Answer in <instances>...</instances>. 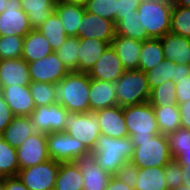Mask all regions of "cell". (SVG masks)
<instances>
[{"label":"cell","instance_id":"1","mask_svg":"<svg viewBox=\"0 0 190 190\" xmlns=\"http://www.w3.org/2000/svg\"><path fill=\"white\" fill-rule=\"evenodd\" d=\"M90 77L83 72H69L58 84L54 103L60 104L69 112H90Z\"/></svg>","mask_w":190,"mask_h":190},{"label":"cell","instance_id":"2","mask_svg":"<svg viewBox=\"0 0 190 190\" xmlns=\"http://www.w3.org/2000/svg\"><path fill=\"white\" fill-rule=\"evenodd\" d=\"M134 145L130 137L112 138L100 134L91 151L98 165L112 176L126 161H131Z\"/></svg>","mask_w":190,"mask_h":190},{"label":"cell","instance_id":"3","mask_svg":"<svg viewBox=\"0 0 190 190\" xmlns=\"http://www.w3.org/2000/svg\"><path fill=\"white\" fill-rule=\"evenodd\" d=\"M134 145L131 161L138 168L164 167L173 158L166 135L161 133L152 138H130Z\"/></svg>","mask_w":190,"mask_h":190},{"label":"cell","instance_id":"4","mask_svg":"<svg viewBox=\"0 0 190 190\" xmlns=\"http://www.w3.org/2000/svg\"><path fill=\"white\" fill-rule=\"evenodd\" d=\"M173 4L171 1L142 0L137 12L138 21L149 38H161L170 32Z\"/></svg>","mask_w":190,"mask_h":190},{"label":"cell","instance_id":"5","mask_svg":"<svg viewBox=\"0 0 190 190\" xmlns=\"http://www.w3.org/2000/svg\"><path fill=\"white\" fill-rule=\"evenodd\" d=\"M117 104L120 107L148 102L150 89L142 70H125L115 82Z\"/></svg>","mask_w":190,"mask_h":190},{"label":"cell","instance_id":"6","mask_svg":"<svg viewBox=\"0 0 190 190\" xmlns=\"http://www.w3.org/2000/svg\"><path fill=\"white\" fill-rule=\"evenodd\" d=\"M130 138H152L160 133L153 106L149 102L123 107Z\"/></svg>","mask_w":190,"mask_h":190},{"label":"cell","instance_id":"7","mask_svg":"<svg viewBox=\"0 0 190 190\" xmlns=\"http://www.w3.org/2000/svg\"><path fill=\"white\" fill-rule=\"evenodd\" d=\"M64 132L79 140L92 151L101 134L97 114L95 112L77 113L67 111Z\"/></svg>","mask_w":190,"mask_h":190},{"label":"cell","instance_id":"8","mask_svg":"<svg viewBox=\"0 0 190 190\" xmlns=\"http://www.w3.org/2000/svg\"><path fill=\"white\" fill-rule=\"evenodd\" d=\"M47 148L50 158L59 163L75 162L91 154L86 145L64 131L48 133Z\"/></svg>","mask_w":190,"mask_h":190},{"label":"cell","instance_id":"9","mask_svg":"<svg viewBox=\"0 0 190 190\" xmlns=\"http://www.w3.org/2000/svg\"><path fill=\"white\" fill-rule=\"evenodd\" d=\"M60 163L48 159L38 165L20 169L17 176L29 190H53Z\"/></svg>","mask_w":190,"mask_h":190},{"label":"cell","instance_id":"10","mask_svg":"<svg viewBox=\"0 0 190 190\" xmlns=\"http://www.w3.org/2000/svg\"><path fill=\"white\" fill-rule=\"evenodd\" d=\"M67 109L60 104L38 106L29 115L36 132L52 133L64 131Z\"/></svg>","mask_w":190,"mask_h":190},{"label":"cell","instance_id":"11","mask_svg":"<svg viewBox=\"0 0 190 190\" xmlns=\"http://www.w3.org/2000/svg\"><path fill=\"white\" fill-rule=\"evenodd\" d=\"M6 9L0 14V36L25 37L31 30L26 12L20 0H8Z\"/></svg>","mask_w":190,"mask_h":190},{"label":"cell","instance_id":"12","mask_svg":"<svg viewBox=\"0 0 190 190\" xmlns=\"http://www.w3.org/2000/svg\"><path fill=\"white\" fill-rule=\"evenodd\" d=\"M28 66L33 82L58 84L69 73L55 52L28 63Z\"/></svg>","mask_w":190,"mask_h":190},{"label":"cell","instance_id":"13","mask_svg":"<svg viewBox=\"0 0 190 190\" xmlns=\"http://www.w3.org/2000/svg\"><path fill=\"white\" fill-rule=\"evenodd\" d=\"M19 169L38 165L51 159L47 148V134L35 132L17 148Z\"/></svg>","mask_w":190,"mask_h":190},{"label":"cell","instance_id":"14","mask_svg":"<svg viewBox=\"0 0 190 190\" xmlns=\"http://www.w3.org/2000/svg\"><path fill=\"white\" fill-rule=\"evenodd\" d=\"M115 23L85 10L78 27L77 38H96L111 44L115 38Z\"/></svg>","mask_w":190,"mask_h":190},{"label":"cell","instance_id":"15","mask_svg":"<svg viewBox=\"0 0 190 190\" xmlns=\"http://www.w3.org/2000/svg\"><path fill=\"white\" fill-rule=\"evenodd\" d=\"M124 71L120 58L110 45L87 74L90 78L115 83Z\"/></svg>","mask_w":190,"mask_h":190},{"label":"cell","instance_id":"16","mask_svg":"<svg viewBox=\"0 0 190 190\" xmlns=\"http://www.w3.org/2000/svg\"><path fill=\"white\" fill-rule=\"evenodd\" d=\"M83 178V190H106L112 175L103 170L93 154L82 156L75 161Z\"/></svg>","mask_w":190,"mask_h":190},{"label":"cell","instance_id":"17","mask_svg":"<svg viewBox=\"0 0 190 190\" xmlns=\"http://www.w3.org/2000/svg\"><path fill=\"white\" fill-rule=\"evenodd\" d=\"M0 93L7 102L14 116H29L35 109L29 85H10L0 88Z\"/></svg>","mask_w":190,"mask_h":190},{"label":"cell","instance_id":"18","mask_svg":"<svg viewBox=\"0 0 190 190\" xmlns=\"http://www.w3.org/2000/svg\"><path fill=\"white\" fill-rule=\"evenodd\" d=\"M99 119L100 132L112 138L128 137L123 107L119 105L95 111Z\"/></svg>","mask_w":190,"mask_h":190},{"label":"cell","instance_id":"19","mask_svg":"<svg viewBox=\"0 0 190 190\" xmlns=\"http://www.w3.org/2000/svg\"><path fill=\"white\" fill-rule=\"evenodd\" d=\"M31 83L28 63L21 57L0 60L1 88L13 85H29Z\"/></svg>","mask_w":190,"mask_h":190},{"label":"cell","instance_id":"20","mask_svg":"<svg viewBox=\"0 0 190 190\" xmlns=\"http://www.w3.org/2000/svg\"><path fill=\"white\" fill-rule=\"evenodd\" d=\"M189 71L190 65H181L171 60H163L154 68L146 71L145 74L149 89L151 90L169 80L176 83L177 79L186 77Z\"/></svg>","mask_w":190,"mask_h":190},{"label":"cell","instance_id":"21","mask_svg":"<svg viewBox=\"0 0 190 190\" xmlns=\"http://www.w3.org/2000/svg\"><path fill=\"white\" fill-rule=\"evenodd\" d=\"M90 112L118 105L114 82L90 78Z\"/></svg>","mask_w":190,"mask_h":190},{"label":"cell","instance_id":"22","mask_svg":"<svg viewBox=\"0 0 190 190\" xmlns=\"http://www.w3.org/2000/svg\"><path fill=\"white\" fill-rule=\"evenodd\" d=\"M165 60L176 64L190 65V38L168 32L161 37Z\"/></svg>","mask_w":190,"mask_h":190},{"label":"cell","instance_id":"23","mask_svg":"<svg viewBox=\"0 0 190 190\" xmlns=\"http://www.w3.org/2000/svg\"><path fill=\"white\" fill-rule=\"evenodd\" d=\"M111 46L120 58L125 70H138L142 41L115 35Z\"/></svg>","mask_w":190,"mask_h":190},{"label":"cell","instance_id":"24","mask_svg":"<svg viewBox=\"0 0 190 190\" xmlns=\"http://www.w3.org/2000/svg\"><path fill=\"white\" fill-rule=\"evenodd\" d=\"M111 44L96 38H79L78 72L88 73Z\"/></svg>","mask_w":190,"mask_h":190},{"label":"cell","instance_id":"25","mask_svg":"<svg viewBox=\"0 0 190 190\" xmlns=\"http://www.w3.org/2000/svg\"><path fill=\"white\" fill-rule=\"evenodd\" d=\"M51 45L44 35L37 29H32L23 40L22 58L27 62H33L53 53Z\"/></svg>","mask_w":190,"mask_h":190},{"label":"cell","instance_id":"26","mask_svg":"<svg viewBox=\"0 0 190 190\" xmlns=\"http://www.w3.org/2000/svg\"><path fill=\"white\" fill-rule=\"evenodd\" d=\"M55 12L62 22L65 33L77 37L85 7L59 0L55 3Z\"/></svg>","mask_w":190,"mask_h":190},{"label":"cell","instance_id":"27","mask_svg":"<svg viewBox=\"0 0 190 190\" xmlns=\"http://www.w3.org/2000/svg\"><path fill=\"white\" fill-rule=\"evenodd\" d=\"M36 132L29 116H14L11 123L0 135L12 147L18 148Z\"/></svg>","mask_w":190,"mask_h":190},{"label":"cell","instance_id":"28","mask_svg":"<svg viewBox=\"0 0 190 190\" xmlns=\"http://www.w3.org/2000/svg\"><path fill=\"white\" fill-rule=\"evenodd\" d=\"M21 9L27 16L32 29L39 26L55 11L54 0H20Z\"/></svg>","mask_w":190,"mask_h":190},{"label":"cell","instance_id":"29","mask_svg":"<svg viewBox=\"0 0 190 190\" xmlns=\"http://www.w3.org/2000/svg\"><path fill=\"white\" fill-rule=\"evenodd\" d=\"M53 190H83V178L76 162L60 163Z\"/></svg>","mask_w":190,"mask_h":190},{"label":"cell","instance_id":"30","mask_svg":"<svg viewBox=\"0 0 190 190\" xmlns=\"http://www.w3.org/2000/svg\"><path fill=\"white\" fill-rule=\"evenodd\" d=\"M139 58L138 70L144 72L154 68L165 60L161 38H150L149 40L142 41Z\"/></svg>","mask_w":190,"mask_h":190},{"label":"cell","instance_id":"31","mask_svg":"<svg viewBox=\"0 0 190 190\" xmlns=\"http://www.w3.org/2000/svg\"><path fill=\"white\" fill-rule=\"evenodd\" d=\"M164 167L138 168L135 190H167Z\"/></svg>","mask_w":190,"mask_h":190},{"label":"cell","instance_id":"32","mask_svg":"<svg viewBox=\"0 0 190 190\" xmlns=\"http://www.w3.org/2000/svg\"><path fill=\"white\" fill-rule=\"evenodd\" d=\"M47 39L55 52L68 38L62 22L54 11L37 29Z\"/></svg>","mask_w":190,"mask_h":190},{"label":"cell","instance_id":"33","mask_svg":"<svg viewBox=\"0 0 190 190\" xmlns=\"http://www.w3.org/2000/svg\"><path fill=\"white\" fill-rule=\"evenodd\" d=\"M160 133L168 135L181 128L180 111L178 104L153 106Z\"/></svg>","mask_w":190,"mask_h":190},{"label":"cell","instance_id":"34","mask_svg":"<svg viewBox=\"0 0 190 190\" xmlns=\"http://www.w3.org/2000/svg\"><path fill=\"white\" fill-rule=\"evenodd\" d=\"M116 35H121L131 39L145 41L150 38L147 35L146 29L142 27L138 21V12L132 16L122 17L115 23Z\"/></svg>","mask_w":190,"mask_h":190},{"label":"cell","instance_id":"35","mask_svg":"<svg viewBox=\"0 0 190 190\" xmlns=\"http://www.w3.org/2000/svg\"><path fill=\"white\" fill-rule=\"evenodd\" d=\"M19 170L17 149L0 136V177L17 176Z\"/></svg>","mask_w":190,"mask_h":190},{"label":"cell","instance_id":"36","mask_svg":"<svg viewBox=\"0 0 190 190\" xmlns=\"http://www.w3.org/2000/svg\"><path fill=\"white\" fill-rule=\"evenodd\" d=\"M55 53L69 72H78L79 38L68 36Z\"/></svg>","mask_w":190,"mask_h":190},{"label":"cell","instance_id":"37","mask_svg":"<svg viewBox=\"0 0 190 190\" xmlns=\"http://www.w3.org/2000/svg\"><path fill=\"white\" fill-rule=\"evenodd\" d=\"M148 102L152 106L162 107L177 104L175 83L169 80L151 89Z\"/></svg>","mask_w":190,"mask_h":190},{"label":"cell","instance_id":"38","mask_svg":"<svg viewBox=\"0 0 190 190\" xmlns=\"http://www.w3.org/2000/svg\"><path fill=\"white\" fill-rule=\"evenodd\" d=\"M170 32L190 38V7L173 6Z\"/></svg>","mask_w":190,"mask_h":190},{"label":"cell","instance_id":"39","mask_svg":"<svg viewBox=\"0 0 190 190\" xmlns=\"http://www.w3.org/2000/svg\"><path fill=\"white\" fill-rule=\"evenodd\" d=\"M29 89L36 107L54 103L56 84L31 81Z\"/></svg>","mask_w":190,"mask_h":190},{"label":"cell","instance_id":"40","mask_svg":"<svg viewBox=\"0 0 190 190\" xmlns=\"http://www.w3.org/2000/svg\"><path fill=\"white\" fill-rule=\"evenodd\" d=\"M24 37L0 36V60L22 57Z\"/></svg>","mask_w":190,"mask_h":190},{"label":"cell","instance_id":"41","mask_svg":"<svg viewBox=\"0 0 190 190\" xmlns=\"http://www.w3.org/2000/svg\"><path fill=\"white\" fill-rule=\"evenodd\" d=\"M85 10L116 23V0H90Z\"/></svg>","mask_w":190,"mask_h":190},{"label":"cell","instance_id":"42","mask_svg":"<svg viewBox=\"0 0 190 190\" xmlns=\"http://www.w3.org/2000/svg\"><path fill=\"white\" fill-rule=\"evenodd\" d=\"M168 143L172 158H174L180 150L190 149V130L178 128L173 133L167 135Z\"/></svg>","mask_w":190,"mask_h":190},{"label":"cell","instance_id":"43","mask_svg":"<svg viewBox=\"0 0 190 190\" xmlns=\"http://www.w3.org/2000/svg\"><path fill=\"white\" fill-rule=\"evenodd\" d=\"M167 190H176L183 184L181 164L172 159L164 166Z\"/></svg>","mask_w":190,"mask_h":190},{"label":"cell","instance_id":"44","mask_svg":"<svg viewBox=\"0 0 190 190\" xmlns=\"http://www.w3.org/2000/svg\"><path fill=\"white\" fill-rule=\"evenodd\" d=\"M113 176L119 181L127 184L129 187L135 189L136 181L138 179V167L132 161H126Z\"/></svg>","mask_w":190,"mask_h":190},{"label":"cell","instance_id":"45","mask_svg":"<svg viewBox=\"0 0 190 190\" xmlns=\"http://www.w3.org/2000/svg\"><path fill=\"white\" fill-rule=\"evenodd\" d=\"M142 0H116V22L122 17L132 16Z\"/></svg>","mask_w":190,"mask_h":190},{"label":"cell","instance_id":"46","mask_svg":"<svg viewBox=\"0 0 190 190\" xmlns=\"http://www.w3.org/2000/svg\"><path fill=\"white\" fill-rule=\"evenodd\" d=\"M177 104L184 103L190 100V76L177 79L175 83Z\"/></svg>","mask_w":190,"mask_h":190},{"label":"cell","instance_id":"47","mask_svg":"<svg viewBox=\"0 0 190 190\" xmlns=\"http://www.w3.org/2000/svg\"><path fill=\"white\" fill-rule=\"evenodd\" d=\"M14 115L9 108L7 102L0 93V135L4 132L6 127L11 123Z\"/></svg>","mask_w":190,"mask_h":190},{"label":"cell","instance_id":"48","mask_svg":"<svg viewBox=\"0 0 190 190\" xmlns=\"http://www.w3.org/2000/svg\"><path fill=\"white\" fill-rule=\"evenodd\" d=\"M1 187L4 190H29L18 176L2 177Z\"/></svg>","mask_w":190,"mask_h":190},{"label":"cell","instance_id":"49","mask_svg":"<svg viewBox=\"0 0 190 190\" xmlns=\"http://www.w3.org/2000/svg\"><path fill=\"white\" fill-rule=\"evenodd\" d=\"M181 128L190 130V100L178 104Z\"/></svg>","mask_w":190,"mask_h":190},{"label":"cell","instance_id":"50","mask_svg":"<svg viewBox=\"0 0 190 190\" xmlns=\"http://www.w3.org/2000/svg\"><path fill=\"white\" fill-rule=\"evenodd\" d=\"M106 190H135L129 187L127 184L119 181L117 178L112 176L109 180V183L106 187Z\"/></svg>","mask_w":190,"mask_h":190},{"label":"cell","instance_id":"51","mask_svg":"<svg viewBox=\"0 0 190 190\" xmlns=\"http://www.w3.org/2000/svg\"><path fill=\"white\" fill-rule=\"evenodd\" d=\"M184 190H190V165L181 164Z\"/></svg>","mask_w":190,"mask_h":190},{"label":"cell","instance_id":"52","mask_svg":"<svg viewBox=\"0 0 190 190\" xmlns=\"http://www.w3.org/2000/svg\"><path fill=\"white\" fill-rule=\"evenodd\" d=\"M180 164L190 165V149L189 150H180L179 153L173 158Z\"/></svg>","mask_w":190,"mask_h":190},{"label":"cell","instance_id":"53","mask_svg":"<svg viewBox=\"0 0 190 190\" xmlns=\"http://www.w3.org/2000/svg\"><path fill=\"white\" fill-rule=\"evenodd\" d=\"M173 6L190 7V0H171Z\"/></svg>","mask_w":190,"mask_h":190},{"label":"cell","instance_id":"54","mask_svg":"<svg viewBox=\"0 0 190 190\" xmlns=\"http://www.w3.org/2000/svg\"><path fill=\"white\" fill-rule=\"evenodd\" d=\"M62 1L85 7L90 0H62Z\"/></svg>","mask_w":190,"mask_h":190},{"label":"cell","instance_id":"55","mask_svg":"<svg viewBox=\"0 0 190 190\" xmlns=\"http://www.w3.org/2000/svg\"><path fill=\"white\" fill-rule=\"evenodd\" d=\"M7 1L8 0H0V14L6 9L5 4Z\"/></svg>","mask_w":190,"mask_h":190},{"label":"cell","instance_id":"56","mask_svg":"<svg viewBox=\"0 0 190 190\" xmlns=\"http://www.w3.org/2000/svg\"><path fill=\"white\" fill-rule=\"evenodd\" d=\"M176 190H184V186L181 185L179 188H177Z\"/></svg>","mask_w":190,"mask_h":190}]
</instances>
